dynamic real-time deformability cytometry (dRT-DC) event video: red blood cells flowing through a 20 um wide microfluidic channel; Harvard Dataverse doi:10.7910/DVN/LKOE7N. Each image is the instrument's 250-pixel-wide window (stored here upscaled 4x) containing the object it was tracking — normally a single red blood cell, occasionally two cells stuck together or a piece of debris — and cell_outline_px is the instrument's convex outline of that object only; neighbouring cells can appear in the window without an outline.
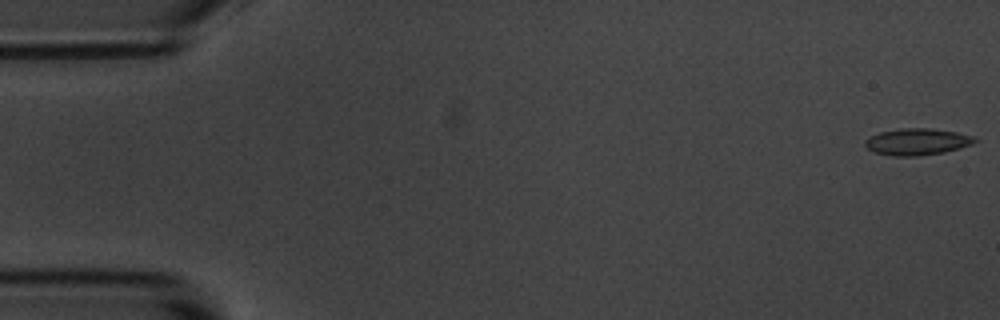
{"species": "common noctule bat (a hibernating species)", "species_latin": "Nyctalus noctula", "temperature_condition": "room temperature", "stored_images_in_passage": 6, "camera_frame_rate_fps": 3000, "um_per_image_px": 0.085, "animal": {"sex": "male", "body_mass_g": 20.1, "forearm_length_mm": 53.5}, "frame": {"image": 1, "passage_image": 1, "time_ms": 0.0, "image_size_px": [1000, 320], "cell_outline_px": [[976, 140], [972, 144], [960, 148], [944, 152], [916, 156], [892, 156], [876, 152], [868, 148], [864, 144], [864, 140], [880, 132], [900, 128], [928, 128], [956, 132], [972, 136]], "centroid_in_image_um": [77.94, 12.05], "position_along_channel_um": 7.1, "area_um2": 16.82}}